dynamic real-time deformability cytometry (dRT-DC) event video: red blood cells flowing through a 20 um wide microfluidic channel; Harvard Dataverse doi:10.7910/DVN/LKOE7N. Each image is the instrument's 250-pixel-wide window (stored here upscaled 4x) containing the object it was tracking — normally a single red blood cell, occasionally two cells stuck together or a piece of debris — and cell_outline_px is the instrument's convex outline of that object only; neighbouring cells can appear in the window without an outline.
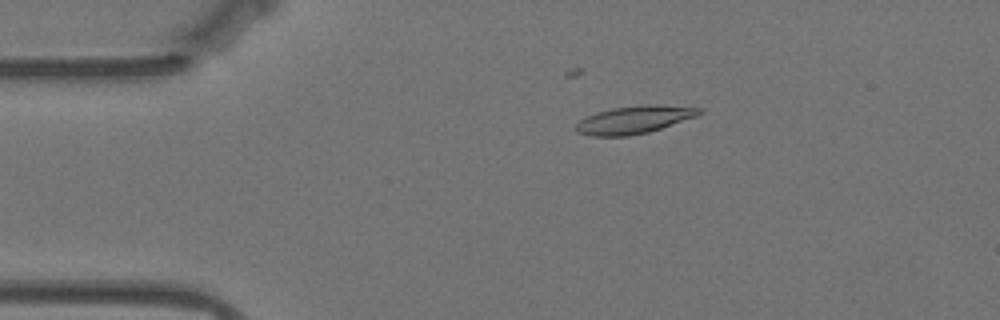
{"species": "Egyptian fruit bat (a non-hibernating species)", "species_latin": "Rousettus aegyptiacus", "temperature_condition": "warm", "stored_images_in_passage": 57, "camera_frame_rate_fps": 3000, "um_per_image_px": 0.085, "animal": {"sex": "female"}, "frame": {"image": 1, "passage_image": 11, "time_ms": 3.333, "image_size_px": [1000, 320], "cell_outline_px": [[704, 112], [696, 116], [648, 132], [628, 136], [592, 136], [576, 132], [572, 128], [580, 120], [588, 116], [612, 108], [640, 104], [656, 104], [704, 108]], "centroid_in_image_um": [53.91, 10.17], "position_along_channel_um": 31.1, "area_um2": 19.94}}
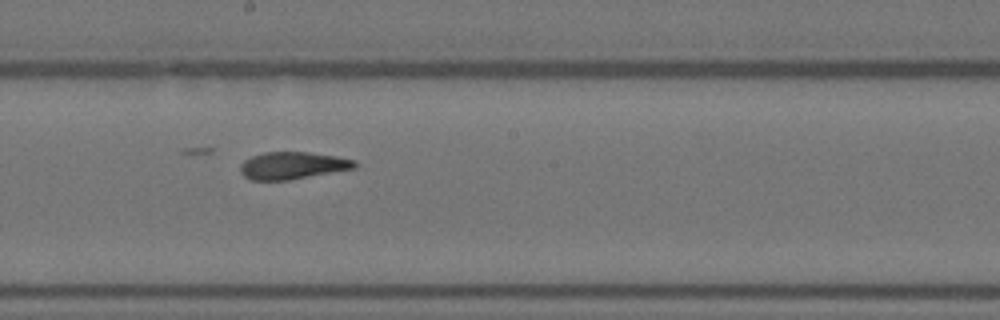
{"frame": {"image": 2, "passage_image": 31, "time_ms": 10.0, "image_size_px": [1000, 320], "cell_outline_px": [[356, 168], [288, 180], [252, 180], [244, 176], [240, 172], [240, 164], [244, 160], [252, 156], [264, 152], [308, 152], [336, 156], [356, 160]], "centroid_in_image_um": [24.85, 14.06], "position_along_channel_um": 223.3, "area_um2": 18.15}}
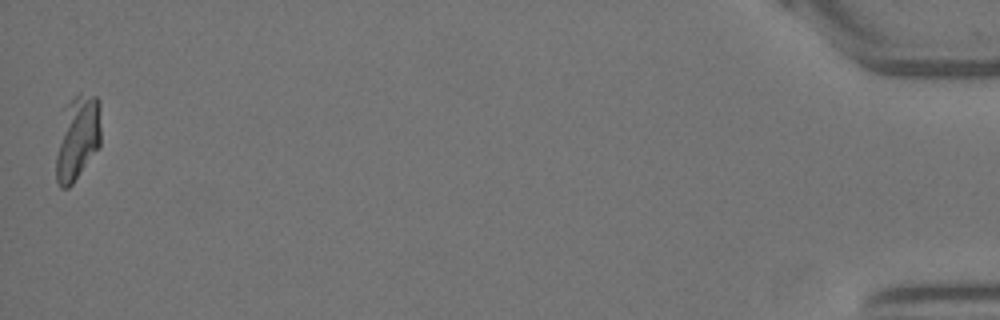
{"frame": {"image": 3, "passage_image": 57, "time_ms": 18.667, "image_size_px": [1000, 320], "cell_outline_px": [[100, 144], [72, 184], [68, 188], [60, 188], [56, 180], [56, 156], [64, 104], [76, 92], [80, 92], [96, 96], [100, 100]], "centroid_in_image_um": [6.57, 11.63], "position_along_channel_um": 428.6, "area_um2": 22.37}, "authors_computed_cell_mechanics": {"area_um2": 19.941, "velocity_mm_per_s": 3.5087, "shape_relaxation_time_tau1_ms": 5.3052, "shape_relaxation_time_tau2_ms": null, "deformation_change_tau1": 0.1737, "deformation_change_tau2": null}}